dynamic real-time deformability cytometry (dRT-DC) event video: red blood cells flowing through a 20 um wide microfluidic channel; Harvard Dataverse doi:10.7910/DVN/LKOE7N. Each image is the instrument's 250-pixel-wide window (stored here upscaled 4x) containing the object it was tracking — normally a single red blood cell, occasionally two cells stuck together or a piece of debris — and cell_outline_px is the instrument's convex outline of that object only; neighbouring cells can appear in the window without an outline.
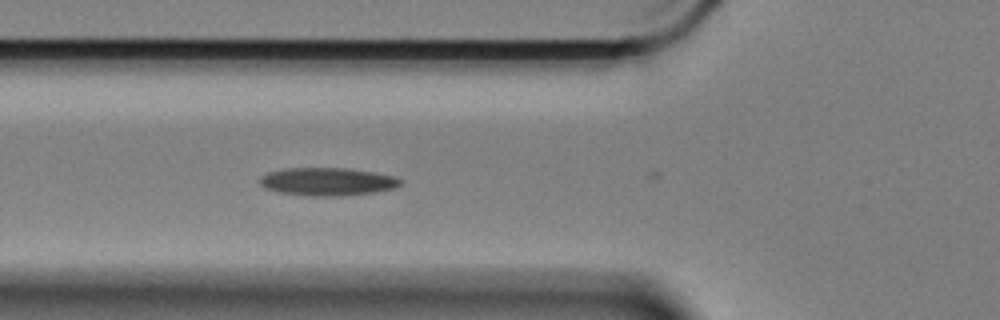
{"species": "Egyptian fruit bat (a non-hibernating species)", "species_latin": "Rousettus aegyptiacus", "temperature_condition": "cold", "stored_images_in_passage": 30, "camera_frame_rate_fps": 3000, "um_per_image_px": 0.085, "animal": {"sex": "female"}, "frame": {"image": 1, "passage_image": 3, "time_ms": 0.667, "image_size_px": [1000, 320], "cell_outline_px": [[404, 180], [396, 188], [372, 192], [340, 196], [308, 196], [280, 192], [264, 188], [260, 184], [260, 176], [268, 172], [288, 168], [348, 168], [372, 172], [392, 176]], "centroid_in_image_um": [27.81, 15.44], "position_along_channel_um": 98.0, "area_um2": 22.83}}
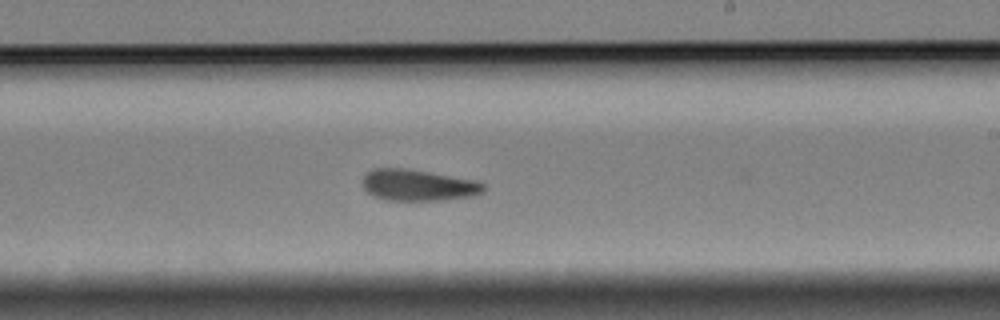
{"frame": {"image": 2, "passage_image": 17, "time_ms": 5.333, "image_size_px": [1000, 320], "cell_outline_px": [[484, 188], [476, 196], [444, 200], [388, 200], [372, 196], [364, 188], [364, 176], [372, 168], [404, 168], [428, 172], [472, 180], [484, 184]], "centroid_in_image_um": [35.51, 15.75], "position_along_channel_um": 253.5, "area_um2": 21.79}}
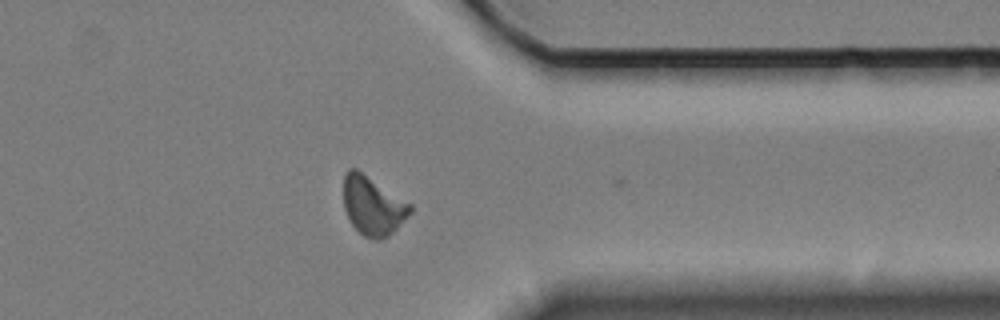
{"frame": {"image": 3, "passage_image": 29, "time_ms": 9.333, "image_size_px": [1000, 320], "cell_outline_px": [[412, 212], [388, 236], [380, 240], [376, 240], [364, 236], [352, 224], [344, 208], [344, 176], [348, 168], [356, 168], [412, 204]], "centroid_in_image_um": [31.7, 17.48], "position_along_channel_um": 379.7, "area_um2": 22.66}, "authors_computed_cell_mechanics": {"area_um2": 22.1374, "velocity_mm_per_s": 3.3251, "shape_relaxation_time_tau1_ms": null, "shape_relaxation_time_tau2_ms": 4.8844, "deformation_change_tau1": null, "deformation_change_tau2": 0.1151}}